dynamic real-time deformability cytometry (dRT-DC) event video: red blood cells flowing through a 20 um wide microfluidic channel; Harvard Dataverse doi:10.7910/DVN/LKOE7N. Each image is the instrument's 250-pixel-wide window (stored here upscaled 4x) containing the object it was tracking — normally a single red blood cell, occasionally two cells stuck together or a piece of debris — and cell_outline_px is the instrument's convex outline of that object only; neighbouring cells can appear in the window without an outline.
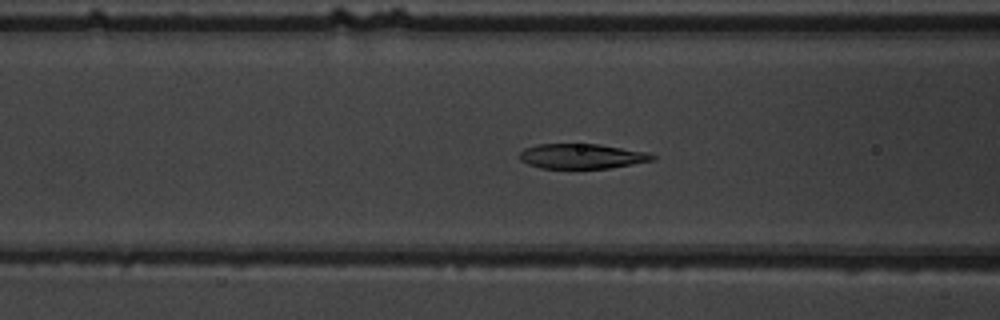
{"species": "common noctule bat (a hibernating species)", "species_latin": "Nyctalus noctula", "temperature_condition": "warm", "stored_images_in_passage": 53, "camera_frame_rate_fps": 3000, "um_per_image_px": 0.085, "animal": {"sex": "male", "body_mass_g": 19.5, "forearm_length_mm": 54.6}, "frame": {"image": 1, "passage_image": 21, "time_ms": 6.667, "image_size_px": [1000, 320], "cell_outline_px": [[656, 160], [608, 168], [540, 168], [528, 164], [520, 160], [520, 152], [524, 148], [536, 144], [600, 144], [648, 152], [656, 156]], "centroid_in_image_um": [49.47, 13.27], "position_along_channel_um": 117.1, "area_um2": 19.36}}
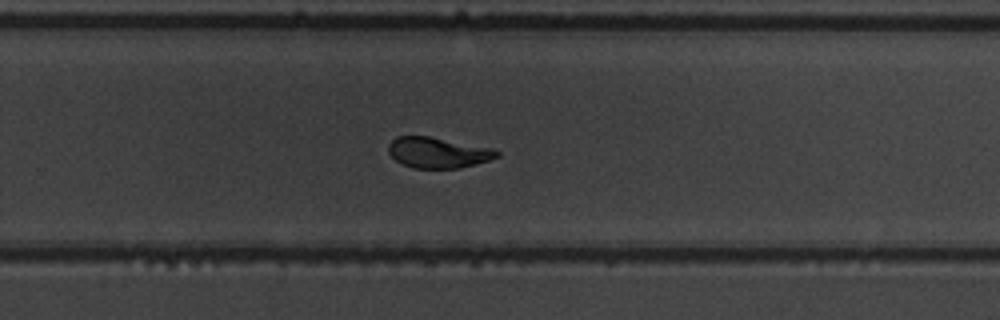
{"frame": {"image": 2, "passage_image": 35, "time_ms": 11.333, "image_size_px": [1000, 320], "cell_outline_px": [[500, 156], [476, 164], [460, 168], [412, 168], [400, 164], [388, 152], [388, 144], [396, 136], [428, 136], [492, 148], [500, 152]], "centroid_in_image_um": [37.2, 12.97], "position_along_channel_um": 292.6, "area_um2": 19.42}}
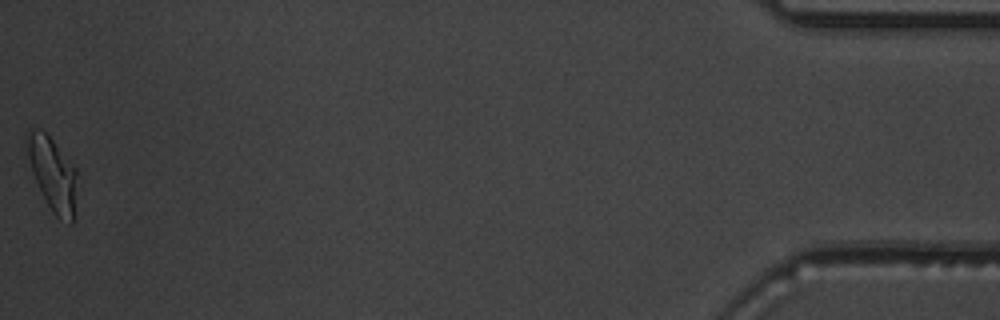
{"frame": {"image": 3, "passage_image": 53, "time_ms": 17.333, "image_size_px": [1000, 320], "cell_outline_px": [[76, 176], [72, 224], [68, 224], [60, 220], [52, 212], [32, 172], [24, 140], [28, 128], [40, 128], [52, 140], [76, 168]], "centroid_in_image_um": [4.43, 14.73], "position_along_channel_um": 430.8, "area_um2": 21.04}, "authors_computed_cell_mechanics": {"area_um2": 20.7502, "velocity_mm_per_s": 3.7676, "shape_relaxation_time_tau1_ms": 3.8426, "shape_relaxation_time_tau2_ms": 1.5322, "deformation_change_tau1": 0.1646, "deformation_change_tau2": 0.07}}